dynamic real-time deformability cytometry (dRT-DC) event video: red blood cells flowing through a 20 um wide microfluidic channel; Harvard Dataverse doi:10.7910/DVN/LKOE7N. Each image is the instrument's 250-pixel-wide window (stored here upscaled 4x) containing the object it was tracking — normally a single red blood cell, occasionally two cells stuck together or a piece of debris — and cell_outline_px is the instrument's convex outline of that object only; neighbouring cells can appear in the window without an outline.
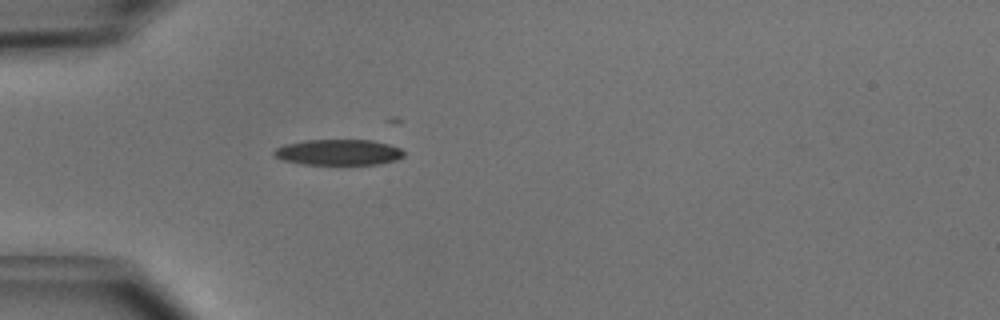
{"species": "common noctule bat (a hibernating species)", "species_latin": "Nyctalus noctula", "temperature_condition": "cold", "stored_images_in_passage": 36, "camera_frame_rate_fps": 3000, "um_per_image_px": 0.085, "animal": {"sex": "male", "body_mass_g": 15.6}, "frame": {"image": 1, "passage_image": 1, "time_ms": 0.0, "image_size_px": [1000, 320], "cell_outline_px": [[404, 156], [396, 160], [380, 164], [300, 164], [284, 160], [276, 156], [272, 152], [276, 148], [284, 144], [304, 140], [372, 140], [388, 144], [400, 148], [404, 152]], "centroid_in_image_um": [28.78, 12.94], "position_along_channel_um": 56.2, "area_um2": 19.48}}
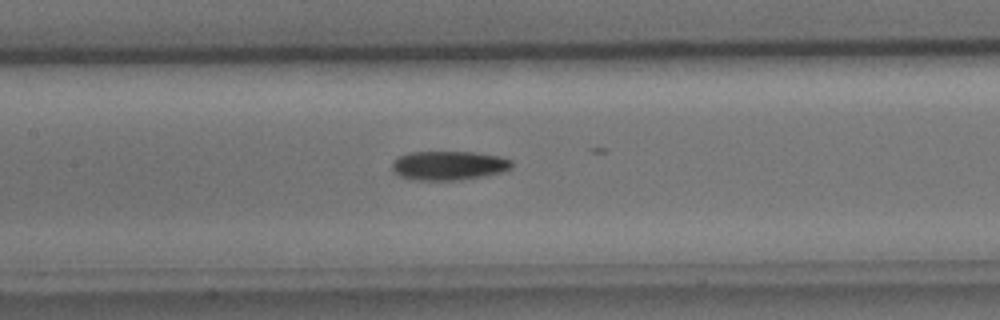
{"frame": {"image": 2, "passage_image": 10, "time_ms": 3.0, "image_size_px": [1000, 320], "cell_outline_px": [[512, 168], [504, 172], [484, 176], [460, 180], [412, 180], [400, 176], [392, 172], [392, 164], [396, 156], [412, 152], [472, 152], [500, 156], [512, 160]], "centroid_in_image_um": [38.13, 14.07], "position_along_channel_um": 169.3, "area_um2": 20.58}}
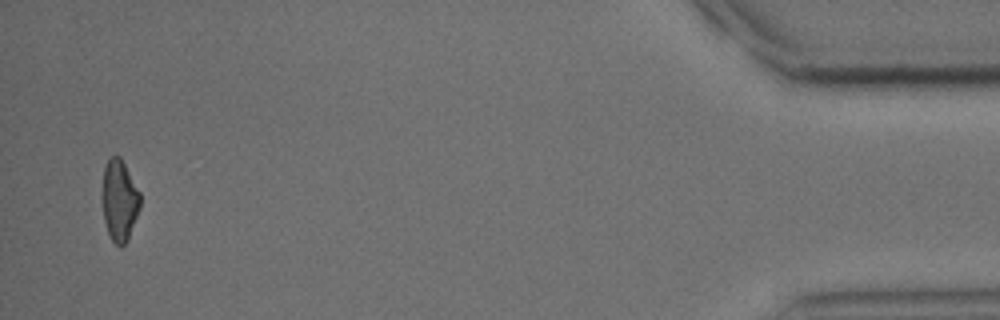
{"frame": {"image": 3, "passage_image": 35, "time_ms": 11.333, "image_size_px": [1000, 320], "cell_outline_px": [[140, 208], [128, 240], [120, 248], [112, 240], [108, 232], [104, 220], [100, 196], [104, 168], [108, 160], [112, 156], [120, 156], [140, 192]], "centroid_in_image_um": [10.13, 17.04], "position_along_channel_um": 425.1, "area_um2": 18.26}, "authors_computed_cell_mechanics": {"area_um2": 19.3052, "velocity_mm_per_s": 3.9971, "shape_relaxation_time_tau1_ms": 5.2907, "shape_relaxation_time_tau2_ms": 9.1236, "deformation_change_tau1": 0.1343, "deformation_change_tau2": 0.2075}}